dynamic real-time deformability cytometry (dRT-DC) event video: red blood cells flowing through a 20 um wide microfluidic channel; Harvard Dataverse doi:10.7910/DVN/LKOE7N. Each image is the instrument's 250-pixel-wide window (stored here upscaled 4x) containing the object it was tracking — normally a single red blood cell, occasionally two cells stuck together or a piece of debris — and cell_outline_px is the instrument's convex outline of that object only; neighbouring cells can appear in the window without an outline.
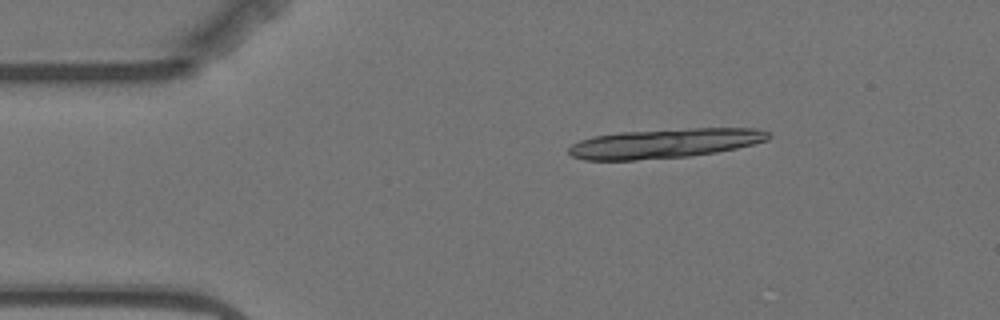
{"species": "Egyptian fruit bat (a non-hibernating species)", "species_latin": "Rousettus aegyptiacus", "temperature_condition": "warm", "stored_images_in_passage": 4, "camera_frame_rate_fps": 3000, "um_per_image_px": 0.085, "animal": {"sex": "female"}, "frame": {"image": 1, "passage_image": 2, "time_ms": 1.333, "image_size_px": [1000, 320], "cell_outline_px": [[772, 136], [768, 140], [736, 148], [716, 152], [688, 156], [636, 160], [584, 160], [572, 156], [568, 152], [568, 148], [572, 144], [580, 140], [592, 136], [620, 132], [692, 128], [756, 128], [772, 132]], "centroid_in_image_um": [56.52, 12.18], "position_along_channel_um": 28.5, "area_um2": 34.39}}